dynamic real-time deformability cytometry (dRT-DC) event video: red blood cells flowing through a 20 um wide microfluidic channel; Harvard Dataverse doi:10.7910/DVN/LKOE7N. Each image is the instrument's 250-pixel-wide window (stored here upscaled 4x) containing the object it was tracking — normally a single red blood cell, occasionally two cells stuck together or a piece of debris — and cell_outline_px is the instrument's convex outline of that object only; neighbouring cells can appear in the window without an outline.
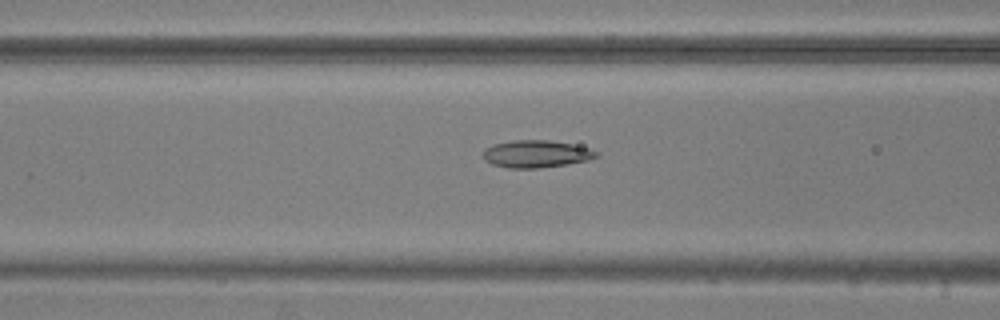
{"species": "common noctule bat (a hibernating species)", "species_latin": "Nyctalus noctula", "temperature_condition": "warm", "stored_images_in_passage": 53, "camera_frame_rate_fps": 3000, "um_per_image_px": 0.085, "animal": {"sex": "male", "body_mass_g": 20.5, "forearm_length_mm": 52.5}, "frame": {"image": 1, "passage_image": 20, "time_ms": 6.333, "image_size_px": [1000, 320], "cell_outline_px": [[600, 156], [588, 160], [568, 164], [536, 168], [508, 168], [492, 164], [484, 160], [484, 148], [492, 144], [512, 140], [548, 140], [572, 144], [588, 148], [600, 152]], "centroid_in_image_um": [45.58, 13.08], "position_along_channel_um": 121.0, "area_um2": 18.15}}
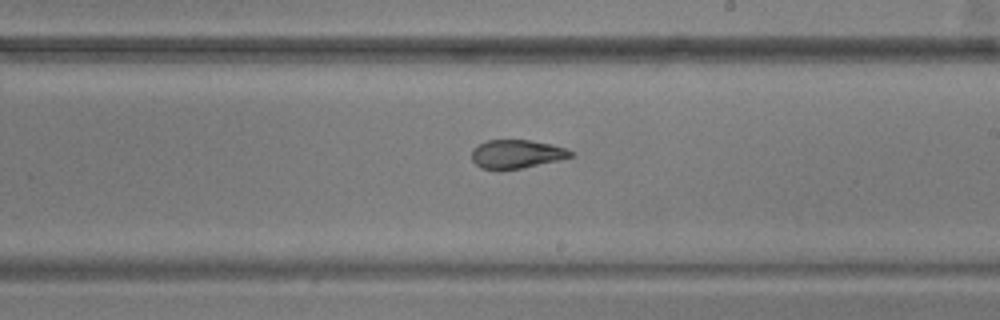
{"frame": {"image": 2, "passage_image": 30, "time_ms": 9.667, "image_size_px": [1000, 320], "cell_outline_px": [[572, 156], [560, 160], [500, 172], [496, 172], [480, 168], [472, 160], [472, 148], [488, 140], [528, 140], [552, 144], [564, 148], [572, 152]], "centroid_in_image_um": [43.84, 13.12], "position_along_channel_um": 245.2, "area_um2": 16.7}}
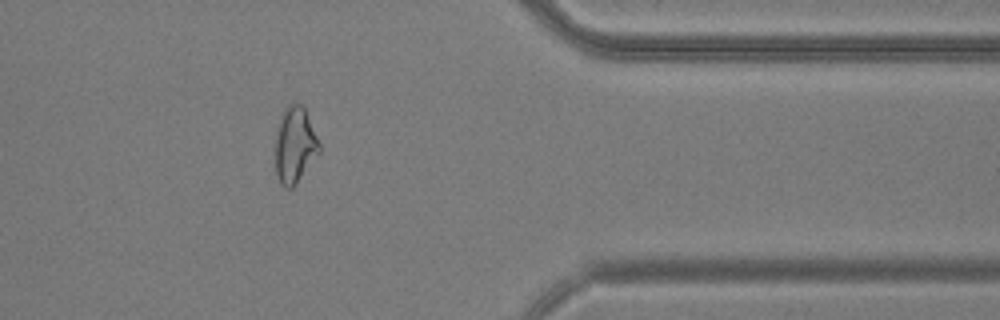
{"frame": {"image": 3, "passage_image": 43, "time_ms": 14.0, "image_size_px": [1000, 320], "cell_outline_px": [[320, 152], [296, 184], [292, 188], [284, 188], [280, 184], [276, 176], [276, 128], [284, 108], [288, 104], [300, 104], [304, 108], [320, 144]], "centroid_in_image_um": [25.04, 12.36], "position_along_channel_um": 386.4, "area_um2": 19.42}, "authors_computed_cell_mechanics": {"area_um2": 19.3052, "velocity_mm_per_s": 3.7195, "shape_relaxation_time_tau1_ms": null, "shape_relaxation_time_tau2_ms": 1.7838, "deformation_change_tau1": null, "deformation_change_tau2": 0.0949}}